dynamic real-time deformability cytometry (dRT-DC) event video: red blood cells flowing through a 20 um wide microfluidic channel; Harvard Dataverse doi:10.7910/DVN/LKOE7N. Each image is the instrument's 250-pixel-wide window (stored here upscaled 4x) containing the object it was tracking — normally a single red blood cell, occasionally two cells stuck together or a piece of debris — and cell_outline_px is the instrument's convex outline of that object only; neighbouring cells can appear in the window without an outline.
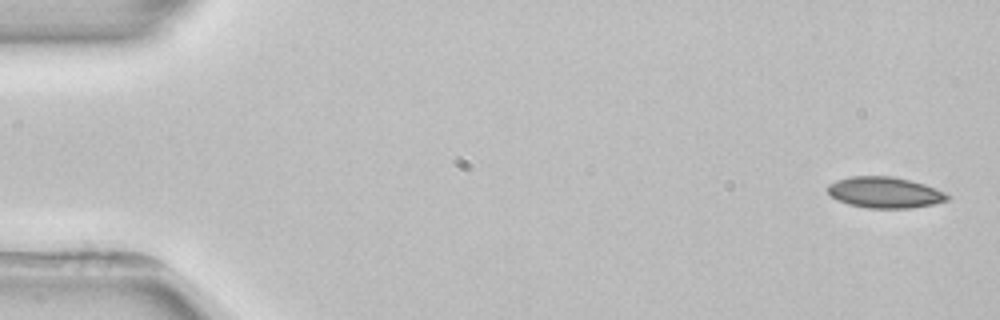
{"species": "common noctule bat (a hibernating species)", "species_latin": "Nyctalus noctula", "temperature_condition": "room temperature", "stored_images_in_passage": 3, "camera_frame_rate_fps": 3000, "um_per_image_px": 0.085, "animal": {"sex": "female", "body_mass_g": 22.7, "forearm_length_mm": 54.2}, "frame": {"image": 1, "passage_image": 1, "time_ms": 0.0, "image_size_px": [1000, 320], "cell_outline_px": [[952, 196], [948, 200], [932, 204], [908, 208], [868, 208], [848, 204], [836, 200], [824, 188], [828, 184], [836, 180], [852, 176], [892, 176], [924, 184], [936, 188]], "centroid_in_image_um": [75.17, 16.35], "position_along_channel_um": 9.8, "area_um2": 21.73}}
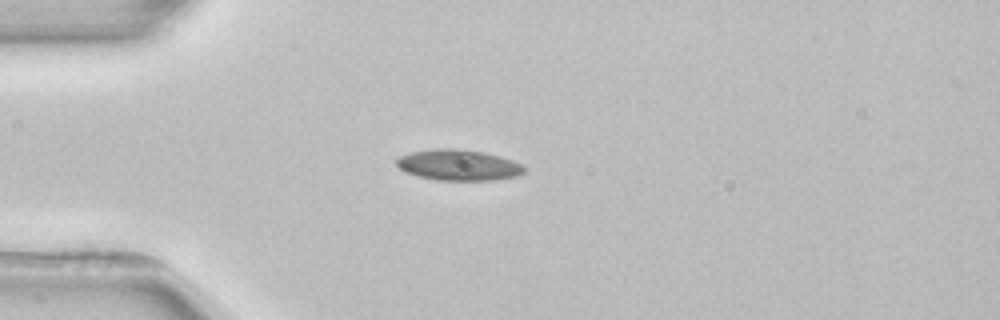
{"frame": {"image": 2, "passage_image": 3, "time_ms": 4.0, "image_size_px": [1000, 320], "cell_outline_px": [[524, 172], [516, 176], [492, 180], [436, 180], [404, 172], [396, 164], [396, 160], [400, 156], [412, 152], [436, 148], [456, 148], [484, 152], [500, 156], [512, 160], [520, 164], [524, 168]], "centroid_in_image_um": [38.95, 14.02], "position_along_channel_um": 46.0, "area_um2": 22.83}}